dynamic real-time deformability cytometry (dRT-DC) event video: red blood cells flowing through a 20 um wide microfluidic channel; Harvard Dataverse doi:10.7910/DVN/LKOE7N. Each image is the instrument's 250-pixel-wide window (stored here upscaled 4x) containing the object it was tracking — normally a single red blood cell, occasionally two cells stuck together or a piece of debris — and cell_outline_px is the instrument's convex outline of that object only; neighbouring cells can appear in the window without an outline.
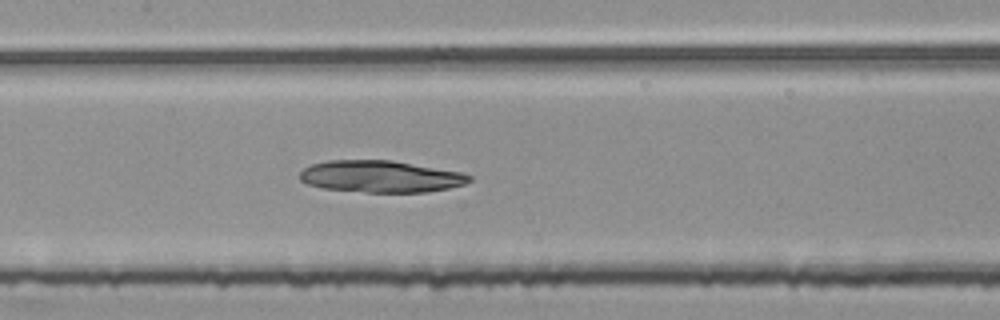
{"species": "common noctule bat (a hibernating species)", "species_latin": "Nyctalus noctula", "temperature_condition": "room temperature", "stored_images_in_passage": 43, "camera_frame_rate_fps": 3000, "um_per_image_px": 0.085, "animal": {"sex": "female", "body_mass_g": 25.1}, "frame": {"image": 1, "passage_image": 16, "time_ms": 5.0, "image_size_px": [1000, 320], "cell_outline_px": [[472, 180], [464, 184], [448, 188], [424, 192], [364, 192], [320, 188], [308, 184], [300, 180], [300, 172], [304, 168], [312, 164], [328, 160], [392, 160], [460, 172], [472, 176]], "centroid_in_image_um": [32.33, 15.0], "position_along_channel_um": 175.1, "area_um2": 31.39}}
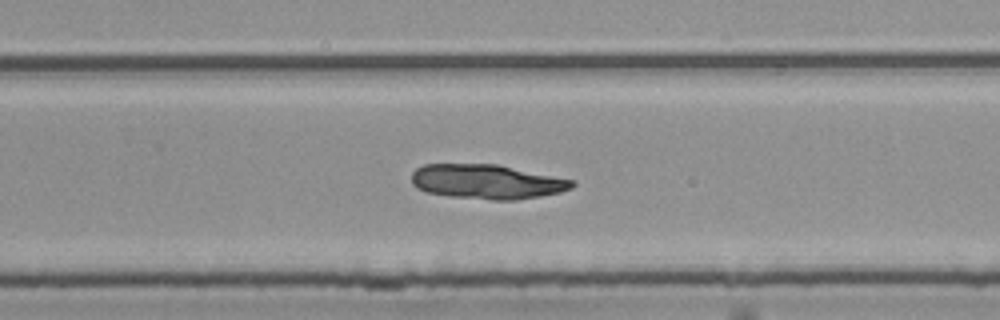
{"frame": {"image": 2, "passage_image": 25, "time_ms": 8.0, "image_size_px": [1000, 320], "cell_outline_px": [[576, 184], [572, 188], [560, 192], [540, 196], [516, 200], [492, 200], [448, 196], [428, 192], [416, 188], [412, 184], [412, 172], [416, 168], [424, 164], [496, 164], [576, 180]], "centroid_in_image_um": [41.4, 15.44], "position_along_channel_um": 288.4, "area_um2": 32.48}}
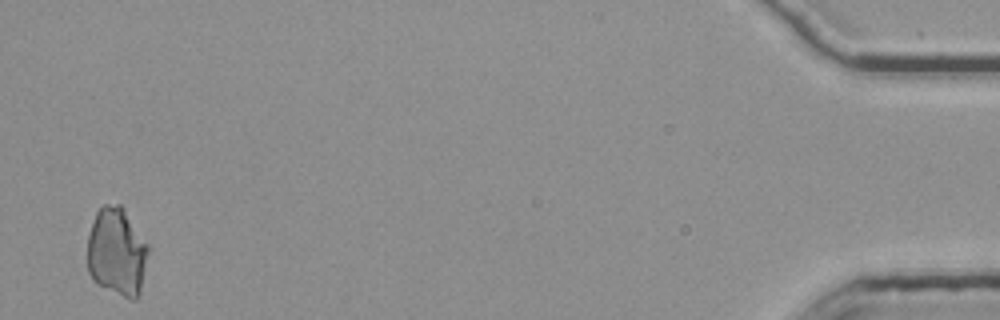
{"frame": {"image": 3, "passage_image": 43, "time_ms": 14.0, "image_size_px": [1000, 320], "cell_outline_px": [[148, 252], [140, 296], [136, 300], [132, 300], [96, 284], [88, 272], [88, 236], [96, 212], [104, 204], [120, 204], [124, 208], [148, 244]], "centroid_in_image_um": [9.94, 21.42], "position_along_channel_um": 425.3, "area_um2": 31.44}}